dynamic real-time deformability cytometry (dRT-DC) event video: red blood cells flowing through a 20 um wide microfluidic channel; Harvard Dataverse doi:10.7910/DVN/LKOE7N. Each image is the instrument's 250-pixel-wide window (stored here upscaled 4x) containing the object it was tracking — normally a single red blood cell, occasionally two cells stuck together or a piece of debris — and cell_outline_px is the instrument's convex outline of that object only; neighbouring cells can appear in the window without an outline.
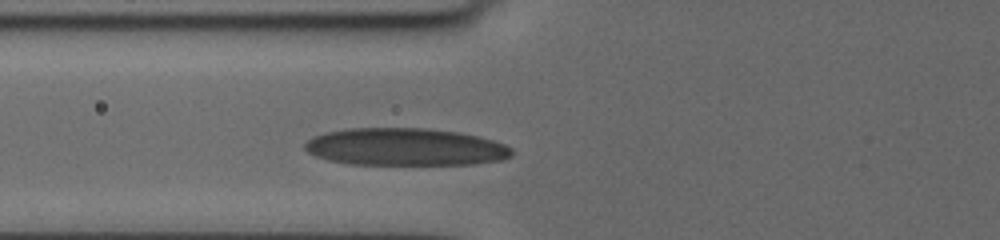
{"species": "human", "species_latin": "Homo sapiens", "temperature_condition": "cold", "stored_images_in_passage": 3, "camera_frame_rate_fps": 3000, "um_per_image_px": 0.085, "donor": {"sex": "female"}, "frame": {"image": 1, "passage_image": 3, "time_ms": 2.0, "image_size_px": [1000, 240], "cell_outline_px": [[512, 156], [500, 160], [476, 164], [352, 164], [328, 160], [316, 156], [308, 152], [304, 148], [304, 144], [312, 136], [328, 132], [348, 128], [424, 128], [460, 132], [492, 140], [504, 144], [512, 148]], "centroid_in_image_um": [34.44, 12.49], "position_along_channel_um": 91.4, "area_um2": 45.08}}